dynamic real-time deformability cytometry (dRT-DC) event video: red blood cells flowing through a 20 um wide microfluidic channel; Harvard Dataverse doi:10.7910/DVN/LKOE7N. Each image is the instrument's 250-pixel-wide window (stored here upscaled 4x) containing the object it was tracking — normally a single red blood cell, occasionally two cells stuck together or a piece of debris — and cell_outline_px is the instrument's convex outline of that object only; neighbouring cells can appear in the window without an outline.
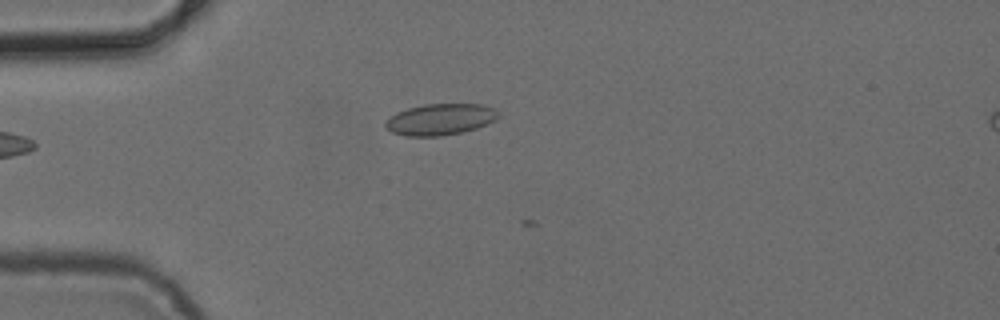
{"species": "common noctule bat (a hibernating species)", "species_latin": "Nyctalus noctula", "temperature_condition": "cold", "stored_images_in_passage": 2, "camera_frame_rate_fps": 3000, "um_per_image_px": 0.085, "animal": {"sex": "female", "body_mass_g": 24.6, "forearm_length_mm": 56.2}, "frame": {"image": 1, "passage_image": 2, "time_ms": 1.333, "image_size_px": [1000, 320], "cell_outline_px": [[500, 116], [496, 120], [488, 124], [476, 128], [460, 132], [440, 136], [404, 136], [392, 132], [384, 128], [384, 124], [396, 112], [408, 108], [424, 104], [480, 104], [496, 108], [500, 112]], "centroid_in_image_um": [37.45, 10.14], "position_along_channel_um": 47.5, "area_um2": 20.75}}